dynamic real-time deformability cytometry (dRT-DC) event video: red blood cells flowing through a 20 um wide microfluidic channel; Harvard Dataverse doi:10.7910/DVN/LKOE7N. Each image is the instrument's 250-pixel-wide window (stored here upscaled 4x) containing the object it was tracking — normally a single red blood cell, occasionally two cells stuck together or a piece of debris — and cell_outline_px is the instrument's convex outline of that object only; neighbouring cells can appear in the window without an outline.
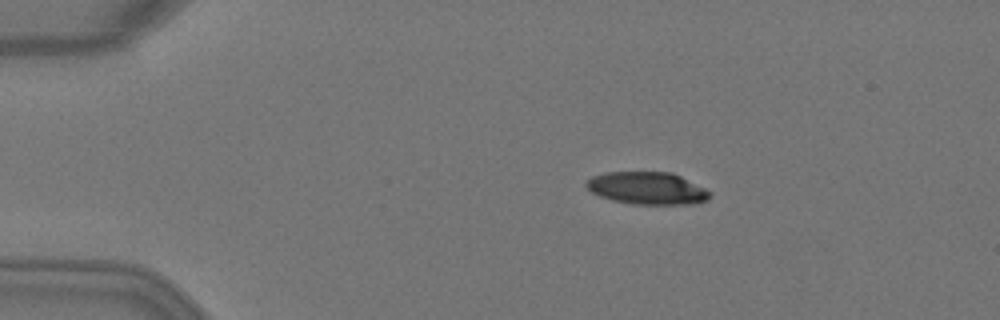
{"species": "Egyptian fruit bat (a non-hibernating species)", "species_latin": "Rousettus aegyptiacus", "temperature_condition": "warm", "stored_images_in_passage": 7, "camera_frame_rate_fps": 3000, "um_per_image_px": 0.085, "animal": {"sex": "female"}, "frame": {"image": 1, "passage_image": 2, "time_ms": 0.333, "image_size_px": [1000, 320], "cell_outline_px": [[712, 196], [708, 200], [696, 204], [628, 204], [612, 200], [600, 196], [592, 192], [584, 184], [592, 176], [604, 172], [672, 172], [712, 192]], "centroid_in_image_um": [55.03, 16.0], "position_along_channel_um": 30.0, "area_um2": 23.47}}
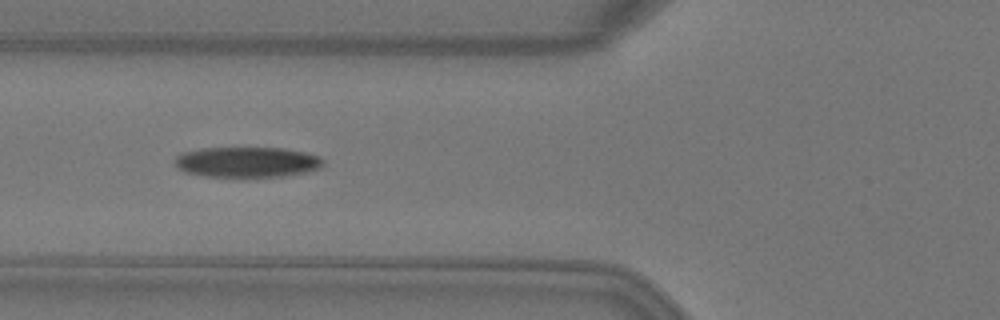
{"frame": {"image": 2, "passage_image": 5, "time_ms": 1.333, "image_size_px": [1000, 320], "cell_outline_px": [[324, 168], [284, 176], [248, 180], [204, 176], [184, 172], [176, 168], [176, 156], [184, 152], [200, 148], [284, 148], [304, 152], [320, 156], [324, 160]], "centroid_in_image_um": [21.02, 13.82], "position_along_channel_um": 104.8, "area_um2": 27.46}}